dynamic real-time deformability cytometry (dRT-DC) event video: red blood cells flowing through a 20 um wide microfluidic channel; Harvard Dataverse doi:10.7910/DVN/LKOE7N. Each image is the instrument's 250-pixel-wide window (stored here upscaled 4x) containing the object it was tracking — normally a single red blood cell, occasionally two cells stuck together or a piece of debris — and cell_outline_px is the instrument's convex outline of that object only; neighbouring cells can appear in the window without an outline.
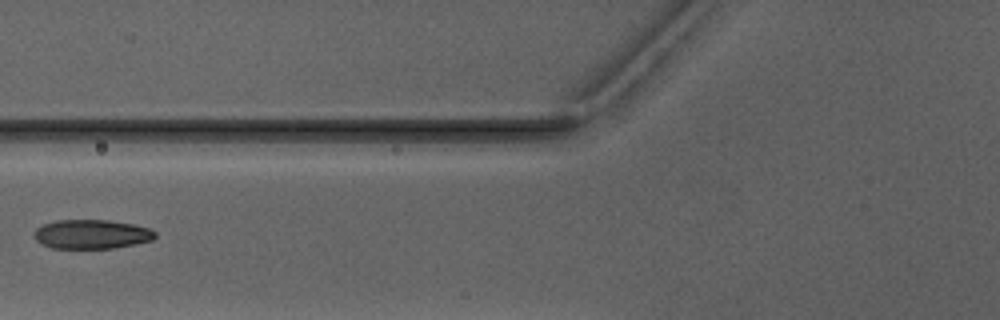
{"species": "Egyptian fruit bat (a non-hibernating species)", "species_latin": "Rousettus aegyptiacus", "temperature_condition": "warm", "stored_images_in_passage": 6, "camera_frame_rate_fps": 3000, "um_per_image_px": 0.085, "animal": {"sex": "male"}, "frame": {"image": 1, "passage_image": 6, "time_ms": 6.0, "image_size_px": [1000, 320], "cell_outline_px": [[156, 236], [152, 240], [116, 248], [52, 248], [40, 244], [32, 236], [32, 232], [36, 228], [44, 224], [56, 220], [108, 220], [132, 224], [148, 228], [156, 232]], "centroid_in_image_um": [7.74, 19.91], "position_along_channel_um": 118.1, "area_um2": 20.69}}